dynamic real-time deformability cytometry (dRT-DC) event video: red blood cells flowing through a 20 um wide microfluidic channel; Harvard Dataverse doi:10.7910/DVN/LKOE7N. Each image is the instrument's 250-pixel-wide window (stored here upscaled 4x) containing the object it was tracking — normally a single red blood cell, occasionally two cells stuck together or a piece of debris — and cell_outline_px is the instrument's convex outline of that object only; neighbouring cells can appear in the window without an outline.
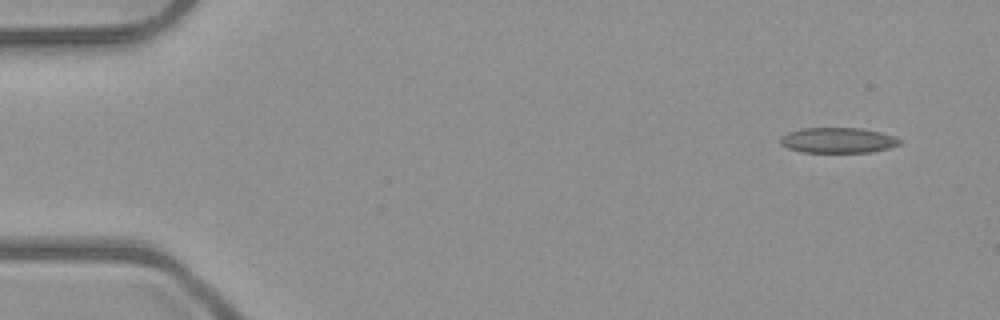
{"species": "common noctule bat (a hibernating species)", "species_latin": "Nyctalus noctula", "temperature_condition": "room temperature", "stored_images_in_passage": 7, "camera_frame_rate_fps": 3000, "um_per_image_px": 0.085, "animal": {"sex": "male", "body_mass_g": 23.1, "forearm_length_mm": 52.7}, "frame": {"image": 1, "passage_image": 1, "time_ms": 0.0, "image_size_px": [1000, 320], "cell_outline_px": [[904, 140], [900, 144], [888, 148], [872, 152], [804, 152], [788, 148], [780, 144], [780, 136], [788, 132], [800, 128], [860, 128], [880, 132], [896, 136]], "centroid_in_image_um": [71.24, 11.92], "position_along_channel_um": 13.8, "area_um2": 17.8}}
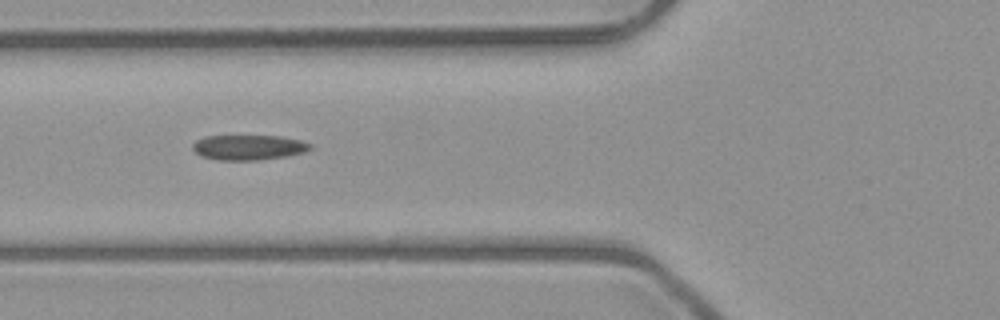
{"frame": {"image": 2, "passage_image": 5, "time_ms": 5.333, "image_size_px": [1000, 320], "cell_outline_px": [[312, 148], [304, 152], [288, 156], [256, 160], [220, 160], [200, 156], [192, 148], [192, 144], [196, 140], [204, 136], [280, 136], [300, 140], [312, 144]], "centroid_in_image_um": [21.12, 12.52], "position_along_channel_um": 104.7, "area_um2": 17.22}}
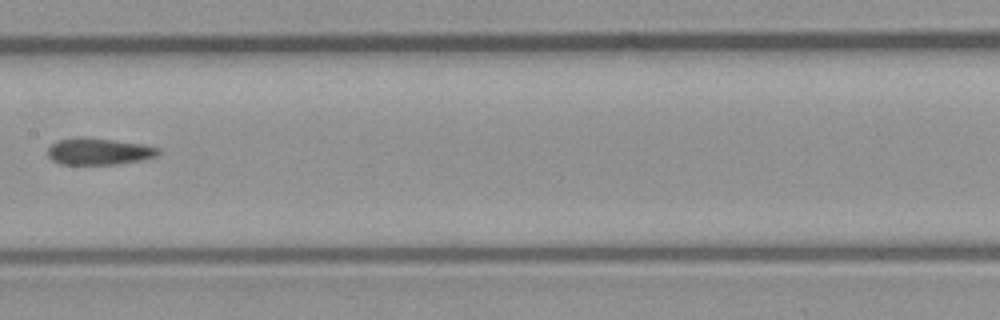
{"frame": {"image": 3, "passage_image": 7, "time_ms": 7.667, "image_size_px": [1000, 320], "cell_outline_px": [[164, 152], [160, 156], [140, 160], [116, 164], [60, 164], [52, 160], [48, 156], [48, 148], [52, 144], [60, 140], [76, 136], [84, 136], [144, 144], [160, 148]], "centroid_in_image_um": [8.46, 12.86], "position_along_channel_um": 198.9, "area_um2": 17.51}}